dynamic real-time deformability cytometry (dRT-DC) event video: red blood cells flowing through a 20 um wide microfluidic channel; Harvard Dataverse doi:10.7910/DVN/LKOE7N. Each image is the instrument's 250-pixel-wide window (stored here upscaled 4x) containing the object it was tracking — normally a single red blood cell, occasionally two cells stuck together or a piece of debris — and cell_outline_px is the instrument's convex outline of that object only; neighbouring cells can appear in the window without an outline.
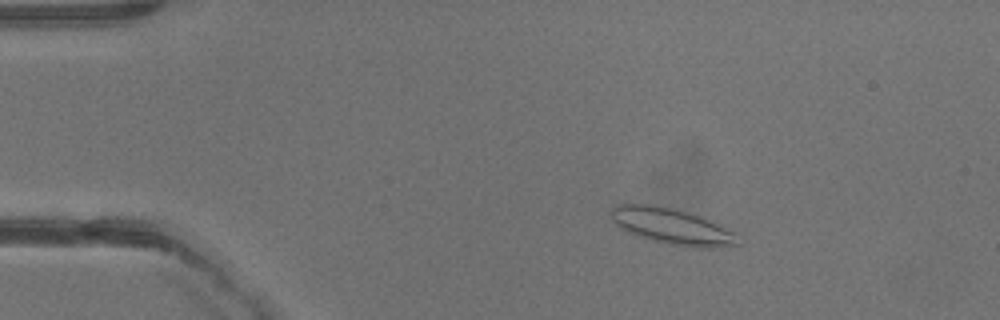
{"species": "common noctule bat (a hibernating species)", "species_latin": "Nyctalus noctula", "temperature_condition": "warm", "stored_images_in_passage": 38, "camera_frame_rate_fps": 3000, "um_per_image_px": 0.085, "animal": {"sex": "male", "body_mass_g": 13.3}, "frame": {"image": 1, "passage_image": 5, "time_ms": 1.333, "image_size_px": [1000, 320], "cell_outline_px": [[740, 244], [712, 248], [692, 248], [668, 244], [652, 240], [628, 232], [620, 228], [612, 220], [612, 208], [616, 204], [656, 204], [676, 208], [700, 216], [736, 232]], "centroid_in_image_um": [57.14, 19.23], "position_along_channel_um": 27.9, "area_um2": 26.82}}
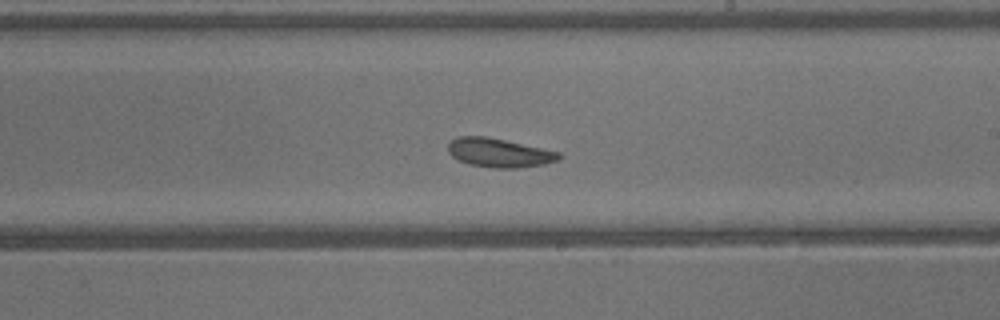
{"frame": {"image": 2, "passage_image": 22, "time_ms": 7.0, "image_size_px": [1000, 320], "cell_outline_px": [[564, 156], [560, 160], [544, 164], [520, 168], [492, 168], [468, 164], [452, 156], [448, 152], [448, 144], [456, 136], [484, 136], [504, 140], [560, 152]], "centroid_in_image_um": [42.45, 12.99], "position_along_channel_um": 246.6, "area_um2": 18.73}}
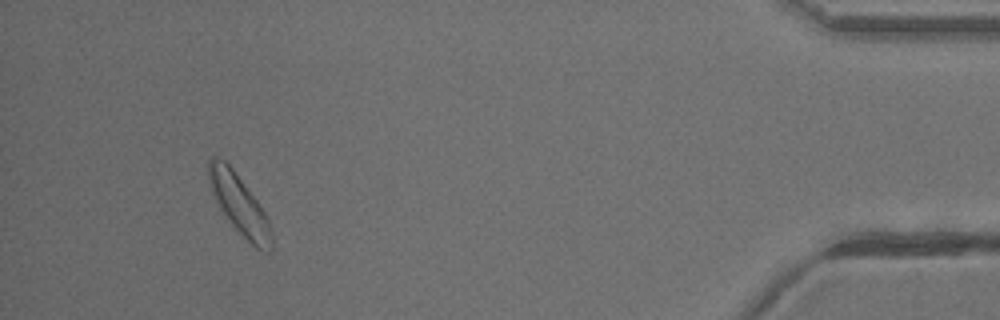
{"frame": {"image": 3, "passage_image": 36, "time_ms": 11.667, "image_size_px": [1000, 320], "cell_outline_px": [[272, 248], [268, 252], [264, 252], [256, 248], [232, 224], [220, 208], [212, 192], [208, 180], [208, 160], [212, 156], [216, 156], [224, 160], [232, 168], [256, 200], [264, 212], [268, 220], [272, 232]], "centroid_in_image_um": [20.33, 17.37], "position_along_channel_um": 414.9, "area_um2": 21.27}}